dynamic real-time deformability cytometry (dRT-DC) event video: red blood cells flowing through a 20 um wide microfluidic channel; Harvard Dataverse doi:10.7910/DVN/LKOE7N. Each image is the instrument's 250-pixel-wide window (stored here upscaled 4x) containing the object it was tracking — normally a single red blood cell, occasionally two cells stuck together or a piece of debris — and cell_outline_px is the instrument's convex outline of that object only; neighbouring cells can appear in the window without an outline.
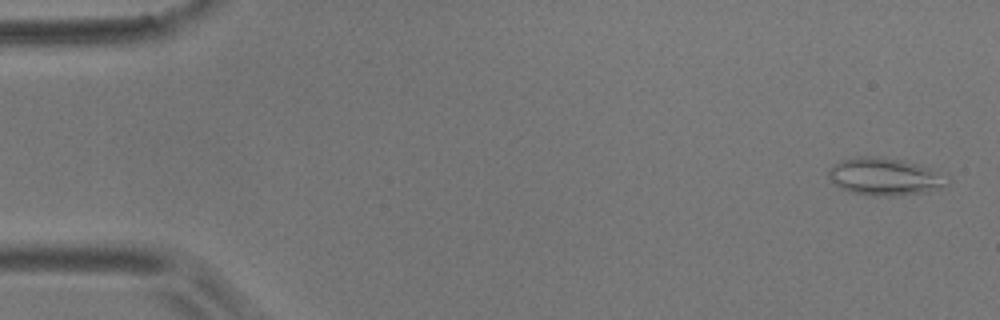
{"species": "common noctule bat (a hibernating species)", "species_latin": "Nyctalus noctula", "temperature_condition": "room temperature", "stored_images_in_passage": 6, "camera_frame_rate_fps": 3000, "um_per_image_px": 0.085, "animal": {"sex": "male", "body_mass_g": 17.9}, "frame": {"image": 1, "passage_image": 1, "time_ms": 0.0, "image_size_px": [1000, 320], "cell_outline_px": [[952, 180], [948, 184], [928, 192], [896, 196], [872, 196], [852, 192], [840, 188], [832, 184], [828, 176], [828, 172], [840, 160], [856, 156], [872, 156], [904, 160], [928, 168], [948, 176]], "centroid_in_image_um": [75.21, 15.03], "position_along_channel_um": 9.8, "area_um2": 26.07}}